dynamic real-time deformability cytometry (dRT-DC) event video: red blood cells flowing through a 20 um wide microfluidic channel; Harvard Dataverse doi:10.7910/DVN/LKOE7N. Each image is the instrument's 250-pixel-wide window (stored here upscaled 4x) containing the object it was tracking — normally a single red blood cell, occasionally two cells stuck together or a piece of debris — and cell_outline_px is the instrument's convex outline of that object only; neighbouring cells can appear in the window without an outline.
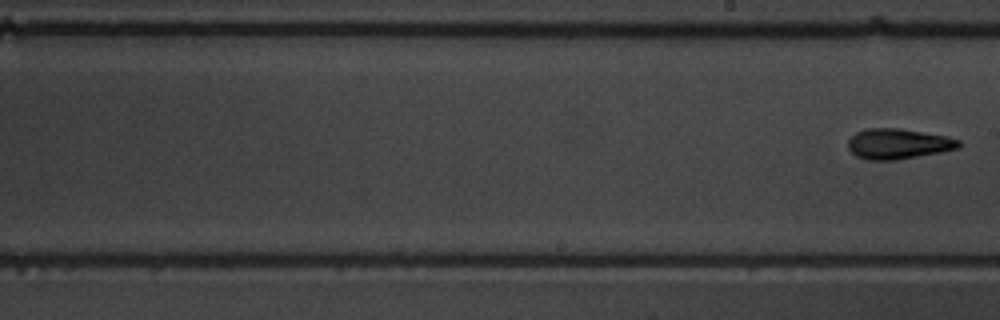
{"species": "common noctule bat (a hibernating species)", "species_latin": "Nyctalus noctula", "temperature_condition": "warm", "stored_images_in_passage": 9, "segment_of_instrument_passage": [2, 2], "camera_frame_rate_fps": 3000, "um_per_image_px": 0.085, "animal": {"sex": "male", "body_mass_g": 19.5, "forearm_length_mm": 54.6}, "frame": {"image": 1, "passage_image": 9, "time_ms": 10.333, "image_size_px": [1000, 320], "cell_outline_px": [[960, 148], [940, 152], [896, 160], [868, 160], [856, 156], [848, 148], [848, 140], [856, 132], [868, 128], [900, 128], [944, 136], [960, 140]], "centroid_in_image_um": [76.32, 12.23], "position_along_channel_um": 212.7, "area_um2": 19.48}}